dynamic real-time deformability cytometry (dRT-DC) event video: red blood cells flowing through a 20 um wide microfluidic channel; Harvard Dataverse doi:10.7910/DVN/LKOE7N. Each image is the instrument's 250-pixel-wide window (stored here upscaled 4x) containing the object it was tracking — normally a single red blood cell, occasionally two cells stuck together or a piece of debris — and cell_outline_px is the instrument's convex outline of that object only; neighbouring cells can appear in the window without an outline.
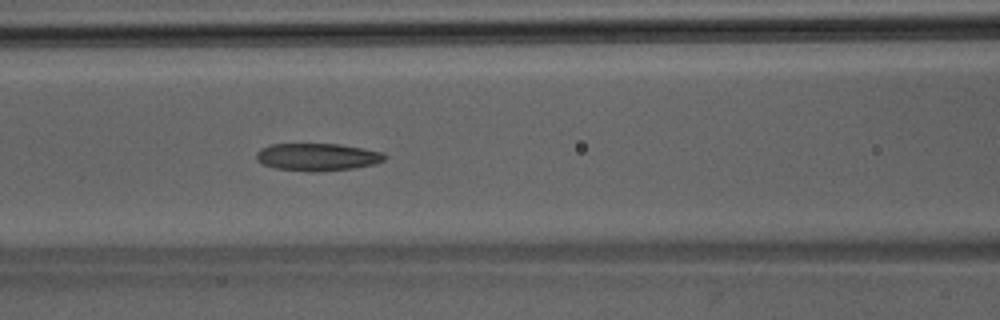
{"species": "Egyptian fruit bat (a non-hibernating species)", "species_latin": "Rousettus aegyptiacus", "temperature_condition": "room temperature", "stored_images_in_passage": 34, "camera_frame_rate_fps": 3000, "um_per_image_px": 0.085, "animal": {"sex": "male"}, "frame": {"image": 1, "passage_image": 10, "time_ms": 3.0, "image_size_px": [1000, 320], "cell_outline_px": [[388, 156], [384, 160], [376, 164], [352, 168], [312, 172], [308, 172], [276, 168], [264, 164], [256, 160], [256, 152], [260, 148], [272, 144], [340, 144], [364, 148], [384, 152]], "centroid_in_image_um": [27.0, 13.34], "position_along_channel_um": 139.6, "area_um2": 20.69}}
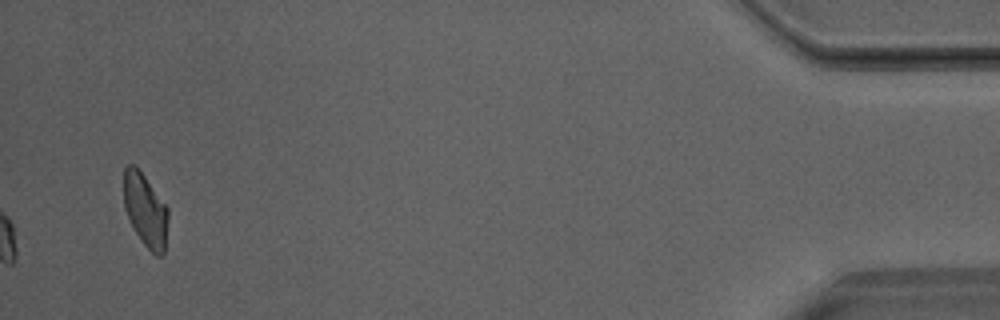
{"frame": {"image": 2, "passage_image": 34, "time_ms": 11.0, "image_size_px": [1000, 320], "cell_outline_px": [[168, 216], [164, 252], [160, 256], [156, 256], [144, 244], [136, 232], [124, 208], [124, 168], [128, 164], [132, 164], [144, 176], [168, 208]], "centroid_in_image_um": [12.36, 17.87], "position_along_channel_um": 422.8, "area_um2": 18.44}}